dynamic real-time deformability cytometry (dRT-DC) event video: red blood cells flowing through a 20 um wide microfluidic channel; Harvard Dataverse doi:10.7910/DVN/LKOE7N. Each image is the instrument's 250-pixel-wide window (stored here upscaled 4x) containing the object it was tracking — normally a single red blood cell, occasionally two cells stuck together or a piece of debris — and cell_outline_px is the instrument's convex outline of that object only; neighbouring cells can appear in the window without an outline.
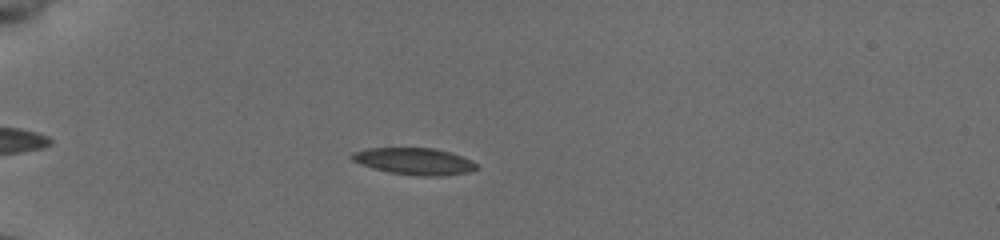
{"species": "common noctule bat (a hibernating species)", "species_latin": "Nyctalus noctula", "temperature_condition": "cold", "stored_images_in_passage": 46, "camera_frame_rate_fps": 3000, "um_per_image_px": 0.085, "animal": {"sex": "female", "body_mass_g": 19.5, "forearm_length_mm": 54.1}, "frame": {"image": 1, "passage_image": 13, "time_ms": 4.0, "image_size_px": [1000, 240], "cell_outline_px": [[476, 168], [468, 172], [444, 176], [416, 176], [388, 172], [372, 168], [360, 164], [352, 160], [352, 152], [368, 148], [432, 148], [452, 152], [472, 160], [476, 164]], "centroid_in_image_um": [35.22, 13.71], "position_along_channel_um": 49.8, "area_um2": 19.54}}
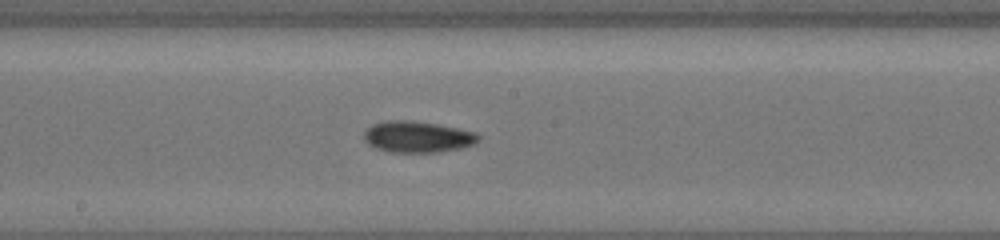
{"frame": {"image": 2, "passage_image": 28, "time_ms": 9.0, "image_size_px": [1000, 240], "cell_outline_px": [[480, 140], [476, 144], [460, 148], [440, 152], [392, 152], [376, 148], [368, 144], [364, 140], [364, 132], [372, 124], [384, 120], [412, 120], [436, 124], [476, 132], [480, 136]], "centroid_in_image_um": [35.5, 11.63], "position_along_channel_um": 212.7, "area_um2": 20.98}}
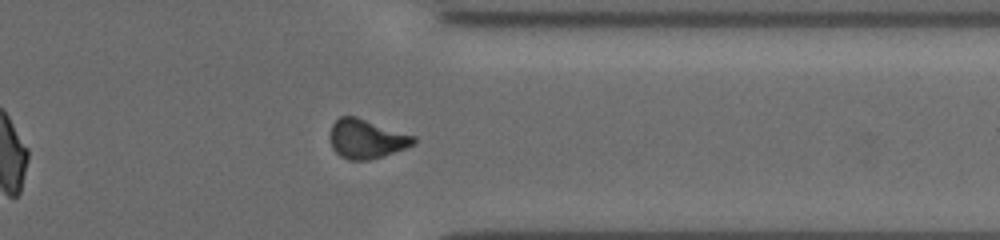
{"frame": {"image": 3, "passage_image": 41, "time_ms": 13.333, "image_size_px": [1000, 240], "cell_outline_px": [[416, 144], [384, 156], [368, 160], [348, 160], [340, 156], [332, 148], [332, 124], [340, 116], [356, 116], [416, 136]], "centroid_in_image_um": [31.19, 11.81], "position_along_channel_um": 380.2, "area_um2": 19.02}, "authors_computed_cell_mechanics": {"area_um2": 19.5075, "velocity_mm_per_s": 3.8916, "shape_relaxation_time_tau1_ms": 4.8337, "shape_relaxation_time_tau2_ms": null, "deformation_change_tau1": 0.1121, "deformation_change_tau2": null}}